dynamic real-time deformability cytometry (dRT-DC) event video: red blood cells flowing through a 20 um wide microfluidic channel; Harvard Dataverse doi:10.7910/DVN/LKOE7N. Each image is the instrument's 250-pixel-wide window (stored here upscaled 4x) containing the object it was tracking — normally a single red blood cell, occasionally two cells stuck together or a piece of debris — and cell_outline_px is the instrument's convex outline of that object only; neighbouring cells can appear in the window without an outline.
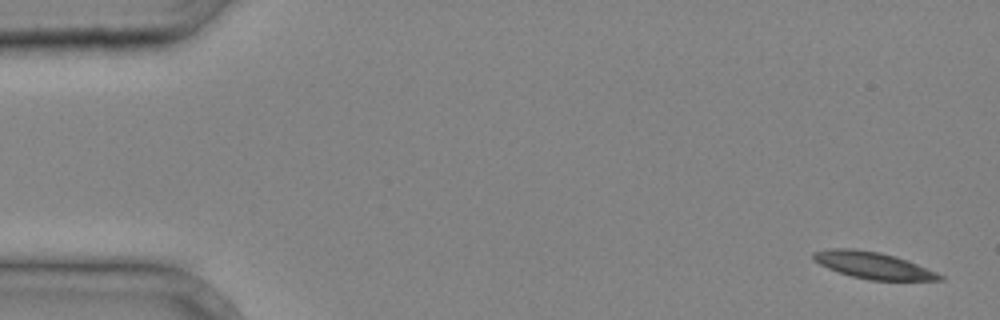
{"species": "common noctule bat (a hibernating species)", "species_latin": "Nyctalus noctula", "temperature_condition": "cold", "stored_images_in_passage": 4, "camera_frame_rate_fps": 3000, "um_per_image_px": 0.085, "animal": {"sex": "male", "body_mass_g": 20.4}, "frame": {"image": 1, "passage_image": 1, "time_ms": 0.0, "image_size_px": [1000, 320], "cell_outline_px": [[944, 280], [868, 280], [852, 276], [828, 268], [812, 260], [812, 252], [832, 248], [852, 248], [880, 252], [896, 256], [908, 260], [936, 272], [944, 276]], "centroid_in_image_um": [74.2, 22.54], "position_along_channel_um": 10.8, "area_um2": 19.65}}